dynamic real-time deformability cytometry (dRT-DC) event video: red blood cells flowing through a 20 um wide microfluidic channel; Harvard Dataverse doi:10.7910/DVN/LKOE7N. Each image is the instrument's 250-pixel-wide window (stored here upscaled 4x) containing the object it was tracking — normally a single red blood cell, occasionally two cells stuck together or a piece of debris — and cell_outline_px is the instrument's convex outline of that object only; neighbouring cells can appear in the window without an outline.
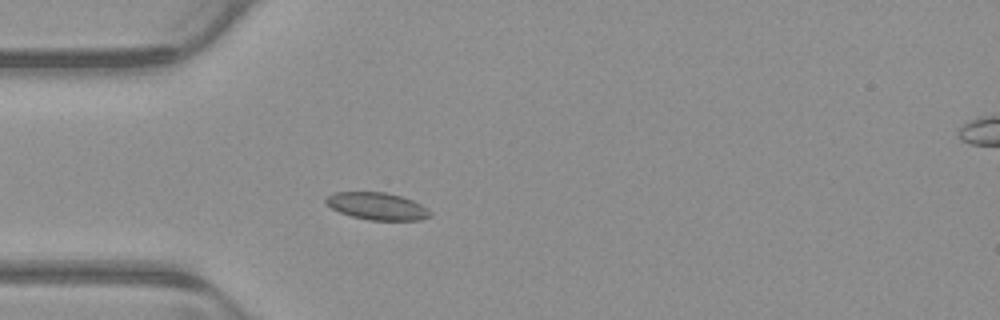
{"species": "common noctule bat (a hibernating species)", "species_latin": "Nyctalus noctula", "temperature_condition": "warm", "stored_images_in_passage": 3, "camera_frame_rate_fps": 3000, "um_per_image_px": 0.085, "animal": {"sex": "male", "body_mass_g": 23.1, "forearm_length_mm": 52.7}, "frame": {"image": 1, "passage_image": 2, "time_ms": 0.333, "image_size_px": [1000, 320], "cell_outline_px": [[432, 216], [420, 220], [368, 220], [352, 216], [340, 212], [332, 208], [324, 200], [328, 196], [336, 192], [384, 192], [400, 196], [412, 200], [428, 208], [432, 212]], "centroid_in_image_um": [32.1, 17.53], "position_along_channel_um": 52.9, "area_um2": 16.47}}